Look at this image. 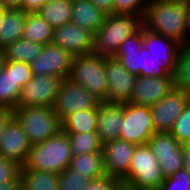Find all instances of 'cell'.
Segmentation results:
<instances>
[{"instance_id":"6da1fadb","label":"cell","mask_w":190,"mask_h":190,"mask_svg":"<svg viewBox=\"0 0 190 190\" xmlns=\"http://www.w3.org/2000/svg\"><path fill=\"white\" fill-rule=\"evenodd\" d=\"M187 8L188 3L185 2H148L142 26L185 46Z\"/></svg>"},{"instance_id":"7a4b0ae2","label":"cell","mask_w":190,"mask_h":190,"mask_svg":"<svg viewBox=\"0 0 190 190\" xmlns=\"http://www.w3.org/2000/svg\"><path fill=\"white\" fill-rule=\"evenodd\" d=\"M72 156L67 134L60 130L45 142L32 145L20 168L60 173L69 168Z\"/></svg>"},{"instance_id":"3957f363","label":"cell","mask_w":190,"mask_h":190,"mask_svg":"<svg viewBox=\"0 0 190 190\" xmlns=\"http://www.w3.org/2000/svg\"><path fill=\"white\" fill-rule=\"evenodd\" d=\"M142 26L137 16L107 14L99 30L94 34L93 53L112 57L130 35Z\"/></svg>"},{"instance_id":"277c9868","label":"cell","mask_w":190,"mask_h":190,"mask_svg":"<svg viewBox=\"0 0 190 190\" xmlns=\"http://www.w3.org/2000/svg\"><path fill=\"white\" fill-rule=\"evenodd\" d=\"M131 74L143 77L170 76L143 46L142 26L123 41L113 56Z\"/></svg>"},{"instance_id":"5b68a950","label":"cell","mask_w":190,"mask_h":190,"mask_svg":"<svg viewBox=\"0 0 190 190\" xmlns=\"http://www.w3.org/2000/svg\"><path fill=\"white\" fill-rule=\"evenodd\" d=\"M13 116L25 130L31 145L43 143L61 130V122L52 107H17Z\"/></svg>"},{"instance_id":"8992f818","label":"cell","mask_w":190,"mask_h":190,"mask_svg":"<svg viewBox=\"0 0 190 190\" xmlns=\"http://www.w3.org/2000/svg\"><path fill=\"white\" fill-rule=\"evenodd\" d=\"M68 78L88 89L101 101L107 102L108 84L105 73V56L91 53L73 57Z\"/></svg>"},{"instance_id":"52a82bcc","label":"cell","mask_w":190,"mask_h":190,"mask_svg":"<svg viewBox=\"0 0 190 190\" xmlns=\"http://www.w3.org/2000/svg\"><path fill=\"white\" fill-rule=\"evenodd\" d=\"M165 177L159 162L149 144L137 145L127 174L122 180L135 184L138 188H157Z\"/></svg>"},{"instance_id":"ba28073f","label":"cell","mask_w":190,"mask_h":190,"mask_svg":"<svg viewBox=\"0 0 190 190\" xmlns=\"http://www.w3.org/2000/svg\"><path fill=\"white\" fill-rule=\"evenodd\" d=\"M156 132L149 106L123 103V127L120 139L136 145L148 144Z\"/></svg>"},{"instance_id":"9c48e42d","label":"cell","mask_w":190,"mask_h":190,"mask_svg":"<svg viewBox=\"0 0 190 190\" xmlns=\"http://www.w3.org/2000/svg\"><path fill=\"white\" fill-rule=\"evenodd\" d=\"M100 102L88 89L67 78L62 80L52 108L61 122L72 113L98 107Z\"/></svg>"},{"instance_id":"30bf717a","label":"cell","mask_w":190,"mask_h":190,"mask_svg":"<svg viewBox=\"0 0 190 190\" xmlns=\"http://www.w3.org/2000/svg\"><path fill=\"white\" fill-rule=\"evenodd\" d=\"M33 78L30 65L6 60L0 72V109L14 110L21 89Z\"/></svg>"},{"instance_id":"8fae6325","label":"cell","mask_w":190,"mask_h":190,"mask_svg":"<svg viewBox=\"0 0 190 190\" xmlns=\"http://www.w3.org/2000/svg\"><path fill=\"white\" fill-rule=\"evenodd\" d=\"M62 78L50 75H33V78L21 89L17 107H52L59 92Z\"/></svg>"},{"instance_id":"7c38bea8","label":"cell","mask_w":190,"mask_h":190,"mask_svg":"<svg viewBox=\"0 0 190 190\" xmlns=\"http://www.w3.org/2000/svg\"><path fill=\"white\" fill-rule=\"evenodd\" d=\"M190 101V94L173 89L159 102L150 106L156 132H170L183 109Z\"/></svg>"},{"instance_id":"4fadbf2b","label":"cell","mask_w":190,"mask_h":190,"mask_svg":"<svg viewBox=\"0 0 190 190\" xmlns=\"http://www.w3.org/2000/svg\"><path fill=\"white\" fill-rule=\"evenodd\" d=\"M73 56L65 49L49 43L29 65L33 75H50L67 79L71 71Z\"/></svg>"},{"instance_id":"5bb4252c","label":"cell","mask_w":190,"mask_h":190,"mask_svg":"<svg viewBox=\"0 0 190 190\" xmlns=\"http://www.w3.org/2000/svg\"><path fill=\"white\" fill-rule=\"evenodd\" d=\"M143 46L150 51L156 63L170 76L175 75L177 57L182 45L177 41L154 33L142 26Z\"/></svg>"},{"instance_id":"9a60e30c","label":"cell","mask_w":190,"mask_h":190,"mask_svg":"<svg viewBox=\"0 0 190 190\" xmlns=\"http://www.w3.org/2000/svg\"><path fill=\"white\" fill-rule=\"evenodd\" d=\"M51 43L67 50L73 57L93 53L94 34L70 22L53 29Z\"/></svg>"},{"instance_id":"2e32d148","label":"cell","mask_w":190,"mask_h":190,"mask_svg":"<svg viewBox=\"0 0 190 190\" xmlns=\"http://www.w3.org/2000/svg\"><path fill=\"white\" fill-rule=\"evenodd\" d=\"M105 73L108 84L107 102L127 103L137 76L131 74L113 56L105 57Z\"/></svg>"},{"instance_id":"e0dca14e","label":"cell","mask_w":190,"mask_h":190,"mask_svg":"<svg viewBox=\"0 0 190 190\" xmlns=\"http://www.w3.org/2000/svg\"><path fill=\"white\" fill-rule=\"evenodd\" d=\"M174 87V76H137L128 102L151 106L164 98Z\"/></svg>"},{"instance_id":"ac0fdd59","label":"cell","mask_w":190,"mask_h":190,"mask_svg":"<svg viewBox=\"0 0 190 190\" xmlns=\"http://www.w3.org/2000/svg\"><path fill=\"white\" fill-rule=\"evenodd\" d=\"M31 146L25 130L13 116L8 121L4 130L0 146V156L14 161L19 166H23L27 160Z\"/></svg>"},{"instance_id":"d6986e66","label":"cell","mask_w":190,"mask_h":190,"mask_svg":"<svg viewBox=\"0 0 190 190\" xmlns=\"http://www.w3.org/2000/svg\"><path fill=\"white\" fill-rule=\"evenodd\" d=\"M136 144L116 139L103 144V160L106 175L122 179L129 170Z\"/></svg>"},{"instance_id":"ffe728a7","label":"cell","mask_w":190,"mask_h":190,"mask_svg":"<svg viewBox=\"0 0 190 190\" xmlns=\"http://www.w3.org/2000/svg\"><path fill=\"white\" fill-rule=\"evenodd\" d=\"M123 127V103L101 101L98 105L96 132L102 144L120 139Z\"/></svg>"},{"instance_id":"44dd1931","label":"cell","mask_w":190,"mask_h":190,"mask_svg":"<svg viewBox=\"0 0 190 190\" xmlns=\"http://www.w3.org/2000/svg\"><path fill=\"white\" fill-rule=\"evenodd\" d=\"M27 14L21 9H3L0 27V51L22 38Z\"/></svg>"},{"instance_id":"7402d4cb","label":"cell","mask_w":190,"mask_h":190,"mask_svg":"<svg viewBox=\"0 0 190 190\" xmlns=\"http://www.w3.org/2000/svg\"><path fill=\"white\" fill-rule=\"evenodd\" d=\"M106 15L91 0L75 1L72 5L71 22L95 34L102 26Z\"/></svg>"},{"instance_id":"603a6c76","label":"cell","mask_w":190,"mask_h":190,"mask_svg":"<svg viewBox=\"0 0 190 190\" xmlns=\"http://www.w3.org/2000/svg\"><path fill=\"white\" fill-rule=\"evenodd\" d=\"M23 190H58L59 173L19 168Z\"/></svg>"},{"instance_id":"cb8c5ba5","label":"cell","mask_w":190,"mask_h":190,"mask_svg":"<svg viewBox=\"0 0 190 190\" xmlns=\"http://www.w3.org/2000/svg\"><path fill=\"white\" fill-rule=\"evenodd\" d=\"M97 114L98 107L72 113L61 121V131L64 133L96 132Z\"/></svg>"},{"instance_id":"d4e9b609","label":"cell","mask_w":190,"mask_h":190,"mask_svg":"<svg viewBox=\"0 0 190 190\" xmlns=\"http://www.w3.org/2000/svg\"><path fill=\"white\" fill-rule=\"evenodd\" d=\"M69 169L92 179L103 177L106 175L103 152H91L72 156Z\"/></svg>"},{"instance_id":"484cf974","label":"cell","mask_w":190,"mask_h":190,"mask_svg":"<svg viewBox=\"0 0 190 190\" xmlns=\"http://www.w3.org/2000/svg\"><path fill=\"white\" fill-rule=\"evenodd\" d=\"M72 5L70 0H48L37 13L56 28L71 22Z\"/></svg>"},{"instance_id":"4316f807","label":"cell","mask_w":190,"mask_h":190,"mask_svg":"<svg viewBox=\"0 0 190 190\" xmlns=\"http://www.w3.org/2000/svg\"><path fill=\"white\" fill-rule=\"evenodd\" d=\"M53 29L38 13H28L22 38L46 45L52 41Z\"/></svg>"},{"instance_id":"83f0119b","label":"cell","mask_w":190,"mask_h":190,"mask_svg":"<svg viewBox=\"0 0 190 190\" xmlns=\"http://www.w3.org/2000/svg\"><path fill=\"white\" fill-rule=\"evenodd\" d=\"M44 45L21 38L2 50L6 60L19 61L30 64L36 59Z\"/></svg>"},{"instance_id":"f1b7e54d","label":"cell","mask_w":190,"mask_h":190,"mask_svg":"<svg viewBox=\"0 0 190 190\" xmlns=\"http://www.w3.org/2000/svg\"><path fill=\"white\" fill-rule=\"evenodd\" d=\"M157 160L161 157L176 156L184 145L180 144L170 132H155L148 141Z\"/></svg>"},{"instance_id":"f546056e","label":"cell","mask_w":190,"mask_h":190,"mask_svg":"<svg viewBox=\"0 0 190 190\" xmlns=\"http://www.w3.org/2000/svg\"><path fill=\"white\" fill-rule=\"evenodd\" d=\"M66 134L73 156L91 152H102L103 144L101 143L97 132Z\"/></svg>"},{"instance_id":"4dcf8cb0","label":"cell","mask_w":190,"mask_h":190,"mask_svg":"<svg viewBox=\"0 0 190 190\" xmlns=\"http://www.w3.org/2000/svg\"><path fill=\"white\" fill-rule=\"evenodd\" d=\"M174 87L190 94V44L182 46L179 50Z\"/></svg>"},{"instance_id":"1f68e13d","label":"cell","mask_w":190,"mask_h":190,"mask_svg":"<svg viewBox=\"0 0 190 190\" xmlns=\"http://www.w3.org/2000/svg\"><path fill=\"white\" fill-rule=\"evenodd\" d=\"M93 179L67 168L59 173L58 190H84Z\"/></svg>"},{"instance_id":"d6a6232c","label":"cell","mask_w":190,"mask_h":190,"mask_svg":"<svg viewBox=\"0 0 190 190\" xmlns=\"http://www.w3.org/2000/svg\"><path fill=\"white\" fill-rule=\"evenodd\" d=\"M170 133L180 144L185 145L190 141V101L176 120Z\"/></svg>"},{"instance_id":"836d02e7","label":"cell","mask_w":190,"mask_h":190,"mask_svg":"<svg viewBox=\"0 0 190 190\" xmlns=\"http://www.w3.org/2000/svg\"><path fill=\"white\" fill-rule=\"evenodd\" d=\"M147 4V0H115L114 14L137 16L142 20Z\"/></svg>"},{"instance_id":"e575fe53","label":"cell","mask_w":190,"mask_h":190,"mask_svg":"<svg viewBox=\"0 0 190 190\" xmlns=\"http://www.w3.org/2000/svg\"><path fill=\"white\" fill-rule=\"evenodd\" d=\"M160 190H190V173L185 168L179 169L163 180Z\"/></svg>"},{"instance_id":"d590c367","label":"cell","mask_w":190,"mask_h":190,"mask_svg":"<svg viewBox=\"0 0 190 190\" xmlns=\"http://www.w3.org/2000/svg\"><path fill=\"white\" fill-rule=\"evenodd\" d=\"M158 162L165 178L173 175L184 168L183 149L176 156L161 157Z\"/></svg>"},{"instance_id":"8d00e7d4","label":"cell","mask_w":190,"mask_h":190,"mask_svg":"<svg viewBox=\"0 0 190 190\" xmlns=\"http://www.w3.org/2000/svg\"><path fill=\"white\" fill-rule=\"evenodd\" d=\"M19 168L14 161L0 156V184L14 180L19 175Z\"/></svg>"},{"instance_id":"74e56055","label":"cell","mask_w":190,"mask_h":190,"mask_svg":"<svg viewBox=\"0 0 190 190\" xmlns=\"http://www.w3.org/2000/svg\"><path fill=\"white\" fill-rule=\"evenodd\" d=\"M116 179L114 177L105 175L100 178L93 179L84 190H110L113 182Z\"/></svg>"},{"instance_id":"f35d334b","label":"cell","mask_w":190,"mask_h":190,"mask_svg":"<svg viewBox=\"0 0 190 190\" xmlns=\"http://www.w3.org/2000/svg\"><path fill=\"white\" fill-rule=\"evenodd\" d=\"M48 0H23L22 10L27 13H37Z\"/></svg>"},{"instance_id":"ab89813d","label":"cell","mask_w":190,"mask_h":190,"mask_svg":"<svg viewBox=\"0 0 190 190\" xmlns=\"http://www.w3.org/2000/svg\"><path fill=\"white\" fill-rule=\"evenodd\" d=\"M13 117V111L9 109H0V146L4 134V130L8 121Z\"/></svg>"},{"instance_id":"60d3db41","label":"cell","mask_w":190,"mask_h":190,"mask_svg":"<svg viewBox=\"0 0 190 190\" xmlns=\"http://www.w3.org/2000/svg\"><path fill=\"white\" fill-rule=\"evenodd\" d=\"M91 2L106 14H114L115 0H91Z\"/></svg>"},{"instance_id":"b9f144b4","label":"cell","mask_w":190,"mask_h":190,"mask_svg":"<svg viewBox=\"0 0 190 190\" xmlns=\"http://www.w3.org/2000/svg\"><path fill=\"white\" fill-rule=\"evenodd\" d=\"M137 186L133 183L122 179H116L110 190H137Z\"/></svg>"},{"instance_id":"7bdbcfd3","label":"cell","mask_w":190,"mask_h":190,"mask_svg":"<svg viewBox=\"0 0 190 190\" xmlns=\"http://www.w3.org/2000/svg\"><path fill=\"white\" fill-rule=\"evenodd\" d=\"M0 190H23V182L18 175L14 180L0 184Z\"/></svg>"},{"instance_id":"ee69618b","label":"cell","mask_w":190,"mask_h":190,"mask_svg":"<svg viewBox=\"0 0 190 190\" xmlns=\"http://www.w3.org/2000/svg\"><path fill=\"white\" fill-rule=\"evenodd\" d=\"M23 0H0V7L3 9H21Z\"/></svg>"},{"instance_id":"f6af8a7d","label":"cell","mask_w":190,"mask_h":190,"mask_svg":"<svg viewBox=\"0 0 190 190\" xmlns=\"http://www.w3.org/2000/svg\"><path fill=\"white\" fill-rule=\"evenodd\" d=\"M185 30H186V45L190 44V3H188V8L185 18Z\"/></svg>"},{"instance_id":"bcb514c9","label":"cell","mask_w":190,"mask_h":190,"mask_svg":"<svg viewBox=\"0 0 190 190\" xmlns=\"http://www.w3.org/2000/svg\"><path fill=\"white\" fill-rule=\"evenodd\" d=\"M184 168L190 173V147L186 144L183 148Z\"/></svg>"},{"instance_id":"7dc6e473","label":"cell","mask_w":190,"mask_h":190,"mask_svg":"<svg viewBox=\"0 0 190 190\" xmlns=\"http://www.w3.org/2000/svg\"><path fill=\"white\" fill-rule=\"evenodd\" d=\"M148 2H185L190 3V0H147Z\"/></svg>"},{"instance_id":"c3c4849f","label":"cell","mask_w":190,"mask_h":190,"mask_svg":"<svg viewBox=\"0 0 190 190\" xmlns=\"http://www.w3.org/2000/svg\"><path fill=\"white\" fill-rule=\"evenodd\" d=\"M5 56L4 53L2 51H0V72L2 71L4 64H5Z\"/></svg>"},{"instance_id":"681fc988","label":"cell","mask_w":190,"mask_h":190,"mask_svg":"<svg viewBox=\"0 0 190 190\" xmlns=\"http://www.w3.org/2000/svg\"><path fill=\"white\" fill-rule=\"evenodd\" d=\"M137 190H160L157 188H137Z\"/></svg>"},{"instance_id":"f907efd6","label":"cell","mask_w":190,"mask_h":190,"mask_svg":"<svg viewBox=\"0 0 190 190\" xmlns=\"http://www.w3.org/2000/svg\"><path fill=\"white\" fill-rule=\"evenodd\" d=\"M2 14H3V8L0 7V27H1V18H2Z\"/></svg>"}]
</instances>
